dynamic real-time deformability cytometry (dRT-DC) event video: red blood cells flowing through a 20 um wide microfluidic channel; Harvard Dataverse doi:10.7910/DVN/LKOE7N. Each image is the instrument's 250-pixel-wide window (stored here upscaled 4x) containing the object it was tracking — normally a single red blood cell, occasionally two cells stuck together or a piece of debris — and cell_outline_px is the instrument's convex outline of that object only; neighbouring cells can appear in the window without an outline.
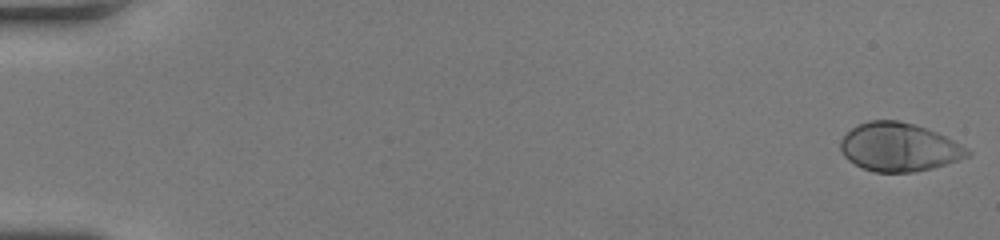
{"species": "human", "species_latin": "Homo sapiens", "temperature_condition": "room temperature", "stored_images_in_passage": 3, "camera_frame_rate_fps": 3000, "um_per_image_px": 0.085, "donor": {"sex": "female"}, "frame": {"image": 1, "passage_image": 1, "time_ms": 0.0, "image_size_px": [1000, 240], "cell_outline_px": [[972, 152], [968, 156], [932, 168], [916, 172], [872, 172], [848, 160], [844, 156], [840, 148], [840, 140], [852, 128], [868, 120], [900, 120], [936, 132], [968, 148]], "centroid_in_image_um": [76.39, 12.51], "position_along_channel_um": 8.6, "area_um2": 35.49}}